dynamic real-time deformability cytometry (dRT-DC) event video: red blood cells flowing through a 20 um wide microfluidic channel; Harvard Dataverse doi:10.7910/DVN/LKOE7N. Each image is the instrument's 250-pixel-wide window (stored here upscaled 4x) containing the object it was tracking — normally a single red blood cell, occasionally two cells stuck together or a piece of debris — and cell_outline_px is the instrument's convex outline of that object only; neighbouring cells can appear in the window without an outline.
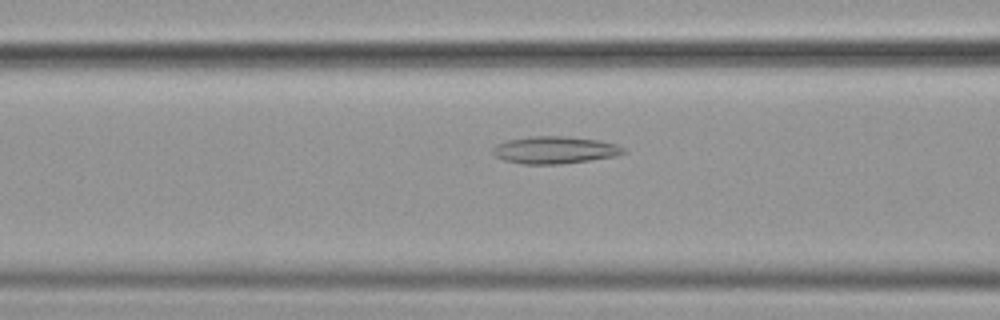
{"species": "common noctule bat (a hibernating species)", "species_latin": "Nyctalus noctula", "temperature_condition": "cold", "stored_images_in_passage": 56, "camera_frame_rate_fps": 3000, "um_per_image_px": 0.085, "animal": {"sex": "female", "body_mass_g": 19.9}, "frame": {"image": 1, "passage_image": 23, "time_ms": 7.333, "image_size_px": [1000, 320], "cell_outline_px": [[628, 152], [616, 156], [560, 164], [524, 164], [504, 160], [496, 156], [492, 152], [492, 148], [496, 144], [508, 140], [532, 136], [568, 136], [600, 140], [616, 144], [624, 148]], "centroid_in_image_um": [47.17, 12.74], "position_along_channel_um": 119.4, "area_um2": 20.81}}
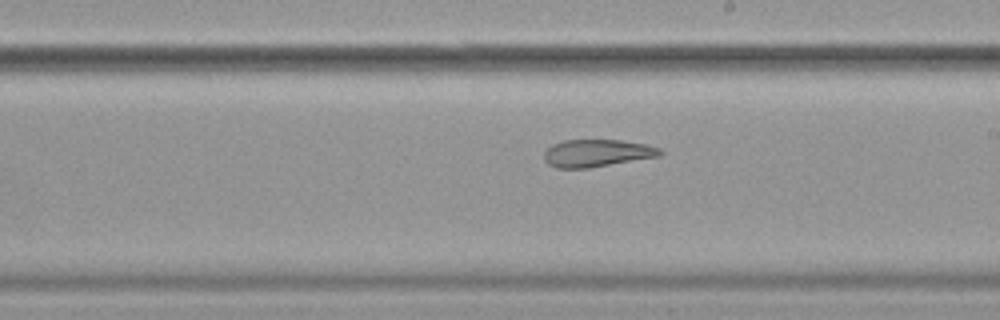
{"frame": {"image": 2, "passage_image": 33, "time_ms": 10.667, "image_size_px": [1000, 320], "cell_outline_px": [[664, 152], [660, 156], [588, 168], [556, 168], [548, 164], [544, 160], [544, 152], [552, 144], [564, 140], [620, 140], [644, 144], [660, 148]], "centroid_in_image_um": [50.72, 13.02], "position_along_channel_um": 238.3, "area_um2": 18.5}}
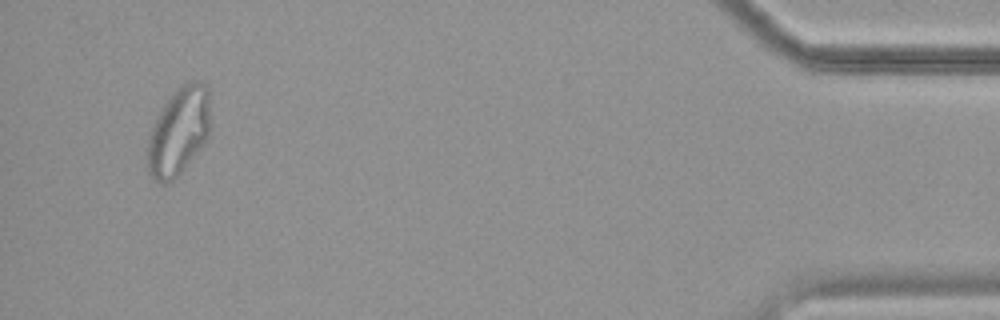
{"frame": {"image": 3, "passage_image": 54, "time_ms": 17.667, "image_size_px": [1000, 320], "cell_outline_px": [[208, 140], [180, 172], [172, 180], [164, 184], [160, 184], [148, 172], [148, 136], [156, 116], [164, 104], [180, 84], [192, 80], [200, 80], [208, 84]], "centroid_in_image_um": [15.18, 11.13], "position_along_channel_um": 420.0, "area_um2": 32.02}, "authors_computed_cell_mechanics": {"area_um2": 24.3338, "velocity_mm_per_s": 3.5801, "shape_relaxation_time_tau1_ms": null, "shape_relaxation_time_tau2_ms": 3.4713, "deformation_change_tau1": null, "deformation_change_tau2": 0.1114}}